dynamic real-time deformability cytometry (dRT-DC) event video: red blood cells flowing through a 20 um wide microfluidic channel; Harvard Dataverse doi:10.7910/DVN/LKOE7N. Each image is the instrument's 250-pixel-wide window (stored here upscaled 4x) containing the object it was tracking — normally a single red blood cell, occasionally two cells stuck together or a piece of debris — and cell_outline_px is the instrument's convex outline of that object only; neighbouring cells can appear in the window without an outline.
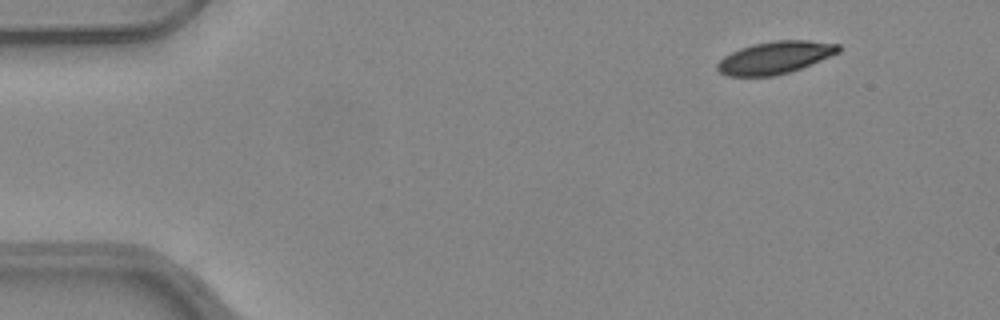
{"species": "common noctule bat (a hibernating species)", "species_latin": "Nyctalus noctula", "temperature_condition": "warm", "stored_images_in_passage": 47, "camera_frame_rate_fps": 3000, "um_per_image_px": 0.085, "animal": {"sex": "female", "body_mass_g": 24.6, "forearm_length_mm": 56.2}, "frame": {"image": 1, "passage_image": 1, "time_ms": 0.0, "image_size_px": [1000, 320], "cell_outline_px": [[840, 52], [800, 68], [788, 72], [772, 76], [728, 76], [720, 72], [716, 68], [716, 64], [724, 56], [740, 48], [752, 44], [776, 40], [808, 40], [840, 44]], "centroid_in_image_um": [65.87, 4.88], "position_along_channel_um": 19.1, "area_um2": 22.72}}
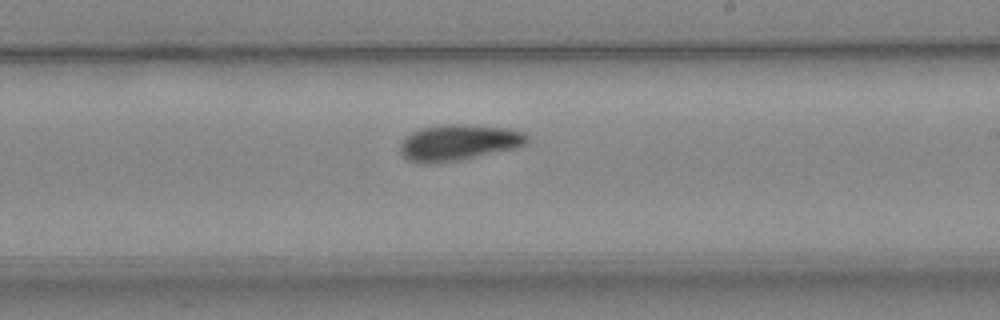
{"frame": {"image": 2, "passage_image": 26, "time_ms": 8.333, "image_size_px": [1000, 320], "cell_outline_px": [[528, 140], [520, 148], [460, 160], [428, 164], [420, 164], [408, 160], [400, 152], [400, 144], [404, 136], [420, 128], [440, 124], [464, 124], [508, 128], [524, 132], [528, 136]], "centroid_in_image_um": [38.97, 12.12], "position_along_channel_um": 250.0, "area_um2": 27.11}}
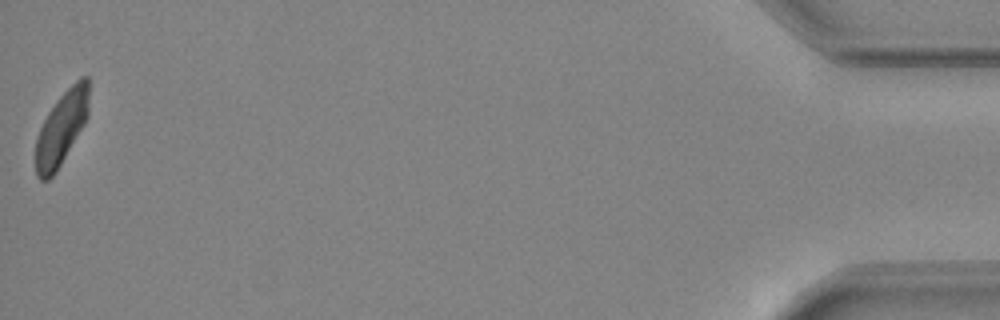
{"frame": {"image": 3, "passage_image": 47, "time_ms": 15.333, "image_size_px": [1000, 320], "cell_outline_px": [[88, 116], [84, 124], [56, 172], [48, 180], [40, 180], [36, 176], [36, 136], [48, 112], [56, 100], [80, 76], [88, 76]], "centroid_in_image_um": [5.22, 10.89], "position_along_channel_um": 430.0, "area_um2": 22.6}, "authors_computed_cell_mechanics": {"area_um2": 25.2586, "velocity_mm_per_s": 3.9773, "shape_relaxation_time_tau1_ms": 4.4477, "shape_relaxation_time_tau2_ms": 6.2861, "deformation_change_tau1": 0.1361, "deformation_change_tau2": 0.1264}}